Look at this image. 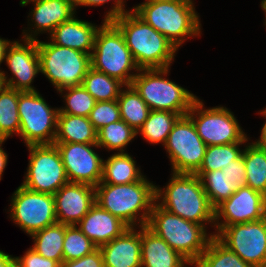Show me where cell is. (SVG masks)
<instances>
[{"mask_svg": "<svg viewBox=\"0 0 266 267\" xmlns=\"http://www.w3.org/2000/svg\"><path fill=\"white\" fill-rule=\"evenodd\" d=\"M261 7L265 11V14H266V0H262ZM265 24H266V22H265Z\"/></svg>", "mask_w": 266, "mask_h": 267, "instance_id": "obj_49", "label": "cell"}, {"mask_svg": "<svg viewBox=\"0 0 266 267\" xmlns=\"http://www.w3.org/2000/svg\"><path fill=\"white\" fill-rule=\"evenodd\" d=\"M10 44V41L0 38V64L5 60L6 51Z\"/></svg>", "mask_w": 266, "mask_h": 267, "instance_id": "obj_45", "label": "cell"}, {"mask_svg": "<svg viewBox=\"0 0 266 267\" xmlns=\"http://www.w3.org/2000/svg\"><path fill=\"white\" fill-rule=\"evenodd\" d=\"M266 216V196L249 186L238 188L227 200L214 209L217 233L225 226L256 221Z\"/></svg>", "mask_w": 266, "mask_h": 267, "instance_id": "obj_16", "label": "cell"}, {"mask_svg": "<svg viewBox=\"0 0 266 267\" xmlns=\"http://www.w3.org/2000/svg\"><path fill=\"white\" fill-rule=\"evenodd\" d=\"M61 155L69 182L81 183L96 187L103 176V159L92 146L97 143H54Z\"/></svg>", "mask_w": 266, "mask_h": 267, "instance_id": "obj_15", "label": "cell"}, {"mask_svg": "<svg viewBox=\"0 0 266 267\" xmlns=\"http://www.w3.org/2000/svg\"><path fill=\"white\" fill-rule=\"evenodd\" d=\"M89 120L97 131L105 125L121 120L117 100L96 102Z\"/></svg>", "mask_w": 266, "mask_h": 267, "instance_id": "obj_38", "label": "cell"}, {"mask_svg": "<svg viewBox=\"0 0 266 267\" xmlns=\"http://www.w3.org/2000/svg\"><path fill=\"white\" fill-rule=\"evenodd\" d=\"M13 257L0 250V267H5Z\"/></svg>", "mask_w": 266, "mask_h": 267, "instance_id": "obj_46", "label": "cell"}, {"mask_svg": "<svg viewBox=\"0 0 266 267\" xmlns=\"http://www.w3.org/2000/svg\"><path fill=\"white\" fill-rule=\"evenodd\" d=\"M99 249L104 267H141V231L134 227Z\"/></svg>", "mask_w": 266, "mask_h": 267, "instance_id": "obj_20", "label": "cell"}, {"mask_svg": "<svg viewBox=\"0 0 266 267\" xmlns=\"http://www.w3.org/2000/svg\"><path fill=\"white\" fill-rule=\"evenodd\" d=\"M20 131L26 145L54 144L59 109H51L37 91L19 93Z\"/></svg>", "mask_w": 266, "mask_h": 267, "instance_id": "obj_9", "label": "cell"}, {"mask_svg": "<svg viewBox=\"0 0 266 267\" xmlns=\"http://www.w3.org/2000/svg\"><path fill=\"white\" fill-rule=\"evenodd\" d=\"M53 196L57 223L78 225L95 204V187L68 182Z\"/></svg>", "mask_w": 266, "mask_h": 267, "instance_id": "obj_18", "label": "cell"}, {"mask_svg": "<svg viewBox=\"0 0 266 267\" xmlns=\"http://www.w3.org/2000/svg\"><path fill=\"white\" fill-rule=\"evenodd\" d=\"M156 235L184 257L189 264H194L213 235L207 236L205 227L183 219L154 203L146 225Z\"/></svg>", "mask_w": 266, "mask_h": 267, "instance_id": "obj_5", "label": "cell"}, {"mask_svg": "<svg viewBox=\"0 0 266 267\" xmlns=\"http://www.w3.org/2000/svg\"><path fill=\"white\" fill-rule=\"evenodd\" d=\"M90 61L93 69L120 80L126 86L131 85L136 76L129 71H139L122 32L112 21L104 20L99 27Z\"/></svg>", "mask_w": 266, "mask_h": 267, "instance_id": "obj_6", "label": "cell"}, {"mask_svg": "<svg viewBox=\"0 0 266 267\" xmlns=\"http://www.w3.org/2000/svg\"><path fill=\"white\" fill-rule=\"evenodd\" d=\"M155 191L156 186L144 177L130 184L99 183L95 187V203L129 227L136 226L137 214L144 210L139 220L141 227L148 223L156 202Z\"/></svg>", "mask_w": 266, "mask_h": 267, "instance_id": "obj_2", "label": "cell"}, {"mask_svg": "<svg viewBox=\"0 0 266 267\" xmlns=\"http://www.w3.org/2000/svg\"><path fill=\"white\" fill-rule=\"evenodd\" d=\"M64 236L65 224L56 223L32 234L34 246L31 248L41 256L55 260L61 265Z\"/></svg>", "mask_w": 266, "mask_h": 267, "instance_id": "obj_27", "label": "cell"}, {"mask_svg": "<svg viewBox=\"0 0 266 267\" xmlns=\"http://www.w3.org/2000/svg\"><path fill=\"white\" fill-rule=\"evenodd\" d=\"M243 143L207 146L202 164L196 172H212L225 168L242 154L239 146Z\"/></svg>", "mask_w": 266, "mask_h": 267, "instance_id": "obj_35", "label": "cell"}, {"mask_svg": "<svg viewBox=\"0 0 266 267\" xmlns=\"http://www.w3.org/2000/svg\"><path fill=\"white\" fill-rule=\"evenodd\" d=\"M194 174L200 177L205 193L214 209L238 189L235 184L231 183L226 173L219 169Z\"/></svg>", "mask_w": 266, "mask_h": 267, "instance_id": "obj_32", "label": "cell"}, {"mask_svg": "<svg viewBox=\"0 0 266 267\" xmlns=\"http://www.w3.org/2000/svg\"><path fill=\"white\" fill-rule=\"evenodd\" d=\"M168 72V68L139 69L131 86L150 110L171 111L180 116L187 115L197 97L175 82L163 78L162 75Z\"/></svg>", "mask_w": 266, "mask_h": 267, "instance_id": "obj_7", "label": "cell"}, {"mask_svg": "<svg viewBox=\"0 0 266 267\" xmlns=\"http://www.w3.org/2000/svg\"><path fill=\"white\" fill-rule=\"evenodd\" d=\"M61 267H104L103 257L99 248L79 259L63 261Z\"/></svg>", "mask_w": 266, "mask_h": 267, "instance_id": "obj_41", "label": "cell"}, {"mask_svg": "<svg viewBox=\"0 0 266 267\" xmlns=\"http://www.w3.org/2000/svg\"><path fill=\"white\" fill-rule=\"evenodd\" d=\"M5 73L4 71H0V92H2L6 87H7V84H6V81H5Z\"/></svg>", "mask_w": 266, "mask_h": 267, "instance_id": "obj_47", "label": "cell"}, {"mask_svg": "<svg viewBox=\"0 0 266 267\" xmlns=\"http://www.w3.org/2000/svg\"><path fill=\"white\" fill-rule=\"evenodd\" d=\"M193 265L196 267H251L215 236H212L206 250Z\"/></svg>", "mask_w": 266, "mask_h": 267, "instance_id": "obj_30", "label": "cell"}, {"mask_svg": "<svg viewBox=\"0 0 266 267\" xmlns=\"http://www.w3.org/2000/svg\"><path fill=\"white\" fill-rule=\"evenodd\" d=\"M144 176L128 153L113 154L103 161V176L100 183L130 184L140 181Z\"/></svg>", "mask_w": 266, "mask_h": 267, "instance_id": "obj_25", "label": "cell"}, {"mask_svg": "<svg viewBox=\"0 0 266 267\" xmlns=\"http://www.w3.org/2000/svg\"><path fill=\"white\" fill-rule=\"evenodd\" d=\"M179 117V114L171 111L151 110L147 120L137 133L140 132L143 138L152 144L163 142L165 145L168 135Z\"/></svg>", "mask_w": 266, "mask_h": 267, "instance_id": "obj_31", "label": "cell"}, {"mask_svg": "<svg viewBox=\"0 0 266 267\" xmlns=\"http://www.w3.org/2000/svg\"><path fill=\"white\" fill-rule=\"evenodd\" d=\"M22 267H61V265L52 259L45 258L30 248L23 257H17Z\"/></svg>", "mask_w": 266, "mask_h": 267, "instance_id": "obj_40", "label": "cell"}, {"mask_svg": "<svg viewBox=\"0 0 266 267\" xmlns=\"http://www.w3.org/2000/svg\"><path fill=\"white\" fill-rule=\"evenodd\" d=\"M83 87L94 97L96 102L117 100L121 86H126L120 80L90 67L83 79Z\"/></svg>", "mask_w": 266, "mask_h": 267, "instance_id": "obj_29", "label": "cell"}, {"mask_svg": "<svg viewBox=\"0 0 266 267\" xmlns=\"http://www.w3.org/2000/svg\"><path fill=\"white\" fill-rule=\"evenodd\" d=\"M221 171L226 173L231 180V183L235 184L237 188L246 186V171L243 161V152L237 159L233 160L231 164L221 169Z\"/></svg>", "mask_w": 266, "mask_h": 267, "instance_id": "obj_39", "label": "cell"}, {"mask_svg": "<svg viewBox=\"0 0 266 267\" xmlns=\"http://www.w3.org/2000/svg\"><path fill=\"white\" fill-rule=\"evenodd\" d=\"M133 11L177 49L186 40L185 37L200 34L199 16L192 0L144 2L133 7Z\"/></svg>", "mask_w": 266, "mask_h": 267, "instance_id": "obj_4", "label": "cell"}, {"mask_svg": "<svg viewBox=\"0 0 266 267\" xmlns=\"http://www.w3.org/2000/svg\"><path fill=\"white\" fill-rule=\"evenodd\" d=\"M260 114H263V116L265 115V117H266V109L264 111L260 112ZM254 143L257 146L266 150V122L262 127L261 136H260L259 140L254 142Z\"/></svg>", "mask_w": 266, "mask_h": 267, "instance_id": "obj_43", "label": "cell"}, {"mask_svg": "<svg viewBox=\"0 0 266 267\" xmlns=\"http://www.w3.org/2000/svg\"><path fill=\"white\" fill-rule=\"evenodd\" d=\"M5 141V139H0V180L2 177V173L4 171V168L7 165V157L8 155L5 153V151L2 149V143Z\"/></svg>", "mask_w": 266, "mask_h": 267, "instance_id": "obj_44", "label": "cell"}, {"mask_svg": "<svg viewBox=\"0 0 266 267\" xmlns=\"http://www.w3.org/2000/svg\"><path fill=\"white\" fill-rule=\"evenodd\" d=\"M23 36L25 45L14 41L7 48L5 60L14 77L5 81L7 87L21 92L36 91L31 83L40 72L37 38L32 33Z\"/></svg>", "mask_w": 266, "mask_h": 267, "instance_id": "obj_17", "label": "cell"}, {"mask_svg": "<svg viewBox=\"0 0 266 267\" xmlns=\"http://www.w3.org/2000/svg\"><path fill=\"white\" fill-rule=\"evenodd\" d=\"M20 92L9 87L0 92V139L6 140L13 132L19 135L18 100Z\"/></svg>", "mask_w": 266, "mask_h": 267, "instance_id": "obj_33", "label": "cell"}, {"mask_svg": "<svg viewBox=\"0 0 266 267\" xmlns=\"http://www.w3.org/2000/svg\"><path fill=\"white\" fill-rule=\"evenodd\" d=\"M164 147L169 153L173 173L187 174H194L200 168L207 149L188 115L177 119Z\"/></svg>", "mask_w": 266, "mask_h": 267, "instance_id": "obj_11", "label": "cell"}, {"mask_svg": "<svg viewBox=\"0 0 266 267\" xmlns=\"http://www.w3.org/2000/svg\"><path fill=\"white\" fill-rule=\"evenodd\" d=\"M67 90L64 98L66 101L65 108H60L58 114H70L82 117H89L93 110L96 100L94 97L83 87V85L68 87L60 90Z\"/></svg>", "mask_w": 266, "mask_h": 267, "instance_id": "obj_37", "label": "cell"}, {"mask_svg": "<svg viewBox=\"0 0 266 267\" xmlns=\"http://www.w3.org/2000/svg\"><path fill=\"white\" fill-rule=\"evenodd\" d=\"M11 203V218L30 236L57 223L52 194L34 192L21 185Z\"/></svg>", "mask_w": 266, "mask_h": 267, "instance_id": "obj_14", "label": "cell"}, {"mask_svg": "<svg viewBox=\"0 0 266 267\" xmlns=\"http://www.w3.org/2000/svg\"><path fill=\"white\" fill-rule=\"evenodd\" d=\"M5 267H22L16 257H13Z\"/></svg>", "mask_w": 266, "mask_h": 267, "instance_id": "obj_48", "label": "cell"}, {"mask_svg": "<svg viewBox=\"0 0 266 267\" xmlns=\"http://www.w3.org/2000/svg\"><path fill=\"white\" fill-rule=\"evenodd\" d=\"M138 133L123 120L110 123L103 126L97 132L98 147H105L109 150H119L124 153L128 143L134 139Z\"/></svg>", "mask_w": 266, "mask_h": 267, "instance_id": "obj_34", "label": "cell"}, {"mask_svg": "<svg viewBox=\"0 0 266 267\" xmlns=\"http://www.w3.org/2000/svg\"><path fill=\"white\" fill-rule=\"evenodd\" d=\"M109 0H74L75 7L78 5L84 6H98L108 2ZM124 1L123 0H116L115 6L108 12L105 16V21H112L113 19L120 17L121 15L127 14L130 11H125L124 9Z\"/></svg>", "mask_w": 266, "mask_h": 267, "instance_id": "obj_42", "label": "cell"}, {"mask_svg": "<svg viewBox=\"0 0 266 267\" xmlns=\"http://www.w3.org/2000/svg\"><path fill=\"white\" fill-rule=\"evenodd\" d=\"M126 87L117 99L121 120L138 132L151 110L131 85Z\"/></svg>", "mask_w": 266, "mask_h": 267, "instance_id": "obj_26", "label": "cell"}, {"mask_svg": "<svg viewBox=\"0 0 266 267\" xmlns=\"http://www.w3.org/2000/svg\"><path fill=\"white\" fill-rule=\"evenodd\" d=\"M122 32L139 69L169 68L177 48L133 10L112 20Z\"/></svg>", "mask_w": 266, "mask_h": 267, "instance_id": "obj_1", "label": "cell"}, {"mask_svg": "<svg viewBox=\"0 0 266 267\" xmlns=\"http://www.w3.org/2000/svg\"><path fill=\"white\" fill-rule=\"evenodd\" d=\"M97 132L89 117L58 114L54 143H97Z\"/></svg>", "mask_w": 266, "mask_h": 267, "instance_id": "obj_24", "label": "cell"}, {"mask_svg": "<svg viewBox=\"0 0 266 267\" xmlns=\"http://www.w3.org/2000/svg\"><path fill=\"white\" fill-rule=\"evenodd\" d=\"M30 160L22 186L54 195L68 183L60 152L55 144L28 145Z\"/></svg>", "mask_w": 266, "mask_h": 267, "instance_id": "obj_10", "label": "cell"}, {"mask_svg": "<svg viewBox=\"0 0 266 267\" xmlns=\"http://www.w3.org/2000/svg\"><path fill=\"white\" fill-rule=\"evenodd\" d=\"M246 186L266 196V150L251 143L243 150Z\"/></svg>", "mask_w": 266, "mask_h": 267, "instance_id": "obj_28", "label": "cell"}, {"mask_svg": "<svg viewBox=\"0 0 266 267\" xmlns=\"http://www.w3.org/2000/svg\"><path fill=\"white\" fill-rule=\"evenodd\" d=\"M163 1V0H146V2Z\"/></svg>", "mask_w": 266, "mask_h": 267, "instance_id": "obj_50", "label": "cell"}, {"mask_svg": "<svg viewBox=\"0 0 266 267\" xmlns=\"http://www.w3.org/2000/svg\"><path fill=\"white\" fill-rule=\"evenodd\" d=\"M98 29L92 23L81 21L73 16L52 31L51 42L91 55Z\"/></svg>", "mask_w": 266, "mask_h": 267, "instance_id": "obj_22", "label": "cell"}, {"mask_svg": "<svg viewBox=\"0 0 266 267\" xmlns=\"http://www.w3.org/2000/svg\"><path fill=\"white\" fill-rule=\"evenodd\" d=\"M40 72L60 91L82 85L91 67L90 54L37 40Z\"/></svg>", "mask_w": 266, "mask_h": 267, "instance_id": "obj_8", "label": "cell"}, {"mask_svg": "<svg viewBox=\"0 0 266 267\" xmlns=\"http://www.w3.org/2000/svg\"><path fill=\"white\" fill-rule=\"evenodd\" d=\"M203 105L200 99H196L187 115L207 146L248 141L231 111L224 107L203 110Z\"/></svg>", "mask_w": 266, "mask_h": 267, "instance_id": "obj_12", "label": "cell"}, {"mask_svg": "<svg viewBox=\"0 0 266 267\" xmlns=\"http://www.w3.org/2000/svg\"><path fill=\"white\" fill-rule=\"evenodd\" d=\"M169 182L163 191L156 186V201L162 198L158 203L160 207L204 227V222L215 223L214 208L200 177L196 174L173 173Z\"/></svg>", "mask_w": 266, "mask_h": 267, "instance_id": "obj_3", "label": "cell"}, {"mask_svg": "<svg viewBox=\"0 0 266 267\" xmlns=\"http://www.w3.org/2000/svg\"><path fill=\"white\" fill-rule=\"evenodd\" d=\"M78 224L80 225L78 228L97 248L119 237L130 228L97 203L90 208Z\"/></svg>", "mask_w": 266, "mask_h": 267, "instance_id": "obj_19", "label": "cell"}, {"mask_svg": "<svg viewBox=\"0 0 266 267\" xmlns=\"http://www.w3.org/2000/svg\"><path fill=\"white\" fill-rule=\"evenodd\" d=\"M97 247L77 225H65L63 261H72L94 251Z\"/></svg>", "mask_w": 266, "mask_h": 267, "instance_id": "obj_36", "label": "cell"}, {"mask_svg": "<svg viewBox=\"0 0 266 267\" xmlns=\"http://www.w3.org/2000/svg\"><path fill=\"white\" fill-rule=\"evenodd\" d=\"M212 235L251 267H266V216L225 226Z\"/></svg>", "mask_w": 266, "mask_h": 267, "instance_id": "obj_13", "label": "cell"}, {"mask_svg": "<svg viewBox=\"0 0 266 267\" xmlns=\"http://www.w3.org/2000/svg\"><path fill=\"white\" fill-rule=\"evenodd\" d=\"M141 267H184L189 262L147 226H141Z\"/></svg>", "mask_w": 266, "mask_h": 267, "instance_id": "obj_21", "label": "cell"}, {"mask_svg": "<svg viewBox=\"0 0 266 267\" xmlns=\"http://www.w3.org/2000/svg\"><path fill=\"white\" fill-rule=\"evenodd\" d=\"M31 1L35 3V8L31 11L36 29L34 34L45 30L51 34L58 25L70 20L75 13L74 0H21L20 5L25 6Z\"/></svg>", "mask_w": 266, "mask_h": 267, "instance_id": "obj_23", "label": "cell"}]
</instances>
